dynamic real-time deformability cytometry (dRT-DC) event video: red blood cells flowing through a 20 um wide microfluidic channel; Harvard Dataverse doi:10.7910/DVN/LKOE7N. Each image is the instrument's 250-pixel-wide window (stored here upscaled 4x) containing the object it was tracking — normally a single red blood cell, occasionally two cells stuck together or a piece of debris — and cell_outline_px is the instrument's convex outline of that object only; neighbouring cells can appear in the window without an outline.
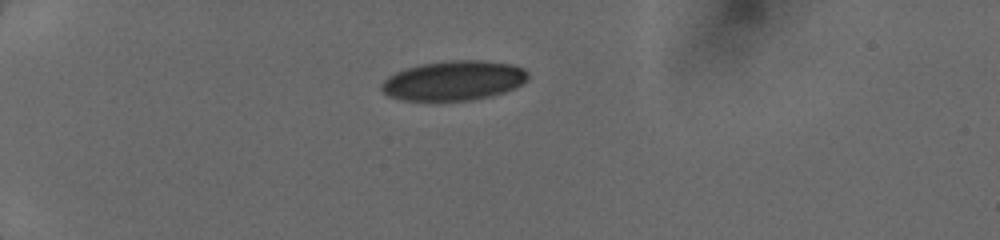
{"species": "human", "species_latin": "Homo sapiens", "temperature_condition": "cold", "stored_images_in_passage": 36, "camera_frame_rate_fps": 3000, "um_per_image_px": 0.085, "donor": {"sex": "female"}, "frame": {"image": 1, "passage_image": 1, "time_ms": 0.0, "image_size_px": [1000, 240], "cell_outline_px": [[528, 80], [524, 84], [516, 88], [492, 96], [472, 100], [400, 100], [388, 96], [380, 88], [380, 84], [388, 76], [404, 68], [420, 64], [448, 60], [484, 60], [512, 64], [524, 68], [528, 72]], "centroid_in_image_um": [38.59, 6.84], "position_along_channel_um": 46.4, "area_um2": 34.28}}
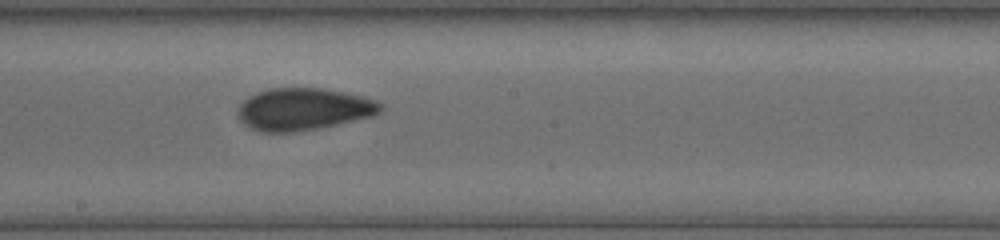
{"frame": {"image": 2, "passage_image": 17, "time_ms": 5.333, "image_size_px": [1000, 240], "cell_outline_px": [[384, 108], [380, 112], [372, 116], [320, 128], [292, 132], [260, 132], [244, 124], [236, 116], [236, 112], [240, 104], [248, 96], [256, 92], [268, 88], [324, 88], [364, 96], [376, 100], [384, 104]], "centroid_in_image_um": [25.79, 9.27], "position_along_channel_um": 222.4, "area_um2": 35.43}}
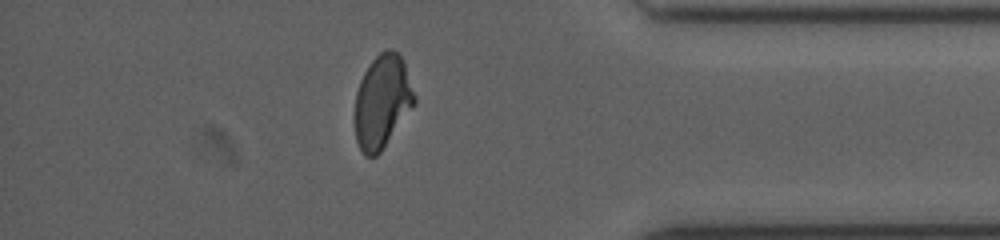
{"frame": {"image": 3, "passage_image": 31, "time_ms": 10.0, "image_size_px": [1000, 240], "cell_outline_px": [[416, 104], [380, 152], [376, 156], [368, 156], [360, 148], [356, 140], [356, 92], [360, 80], [364, 72], [372, 60], [380, 52], [388, 48], [392, 48], [400, 56], [404, 64], [416, 96]], "centroid_in_image_um": [32.51, 8.61], "position_along_channel_um": 402.7, "area_um2": 32.02}}